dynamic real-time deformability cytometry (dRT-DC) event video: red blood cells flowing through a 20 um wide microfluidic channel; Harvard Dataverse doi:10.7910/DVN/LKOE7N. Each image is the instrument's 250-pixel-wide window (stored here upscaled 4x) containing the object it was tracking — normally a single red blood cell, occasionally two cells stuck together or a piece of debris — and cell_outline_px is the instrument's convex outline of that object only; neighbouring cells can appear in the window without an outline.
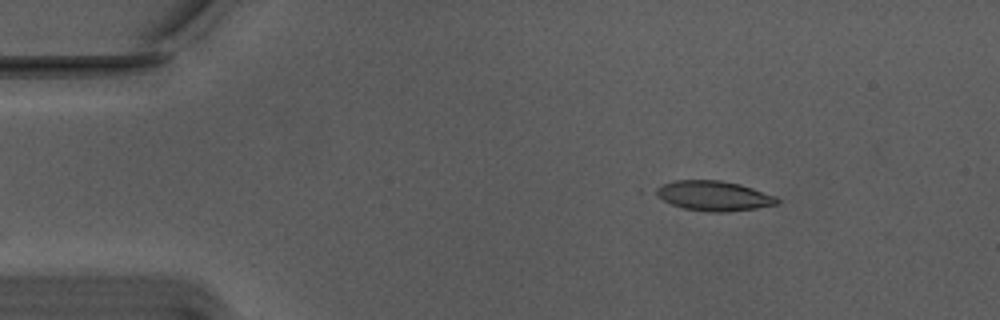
{"species": "Egyptian fruit bat (a non-hibernating species)", "species_latin": "Rousettus aegyptiacus", "temperature_condition": "warm", "stored_images_in_passage": 10, "camera_frame_rate_fps": 3000, "um_per_image_px": 0.085, "animal": {"sex": "male"}, "frame": {"image": 1, "passage_image": 1, "time_ms": 0.0, "image_size_px": [1000, 320], "cell_outline_px": [[780, 204], [756, 208], [728, 212], [712, 212], [684, 208], [672, 204], [648, 192], [664, 184], [676, 180], [720, 180], [740, 184], [776, 196], [780, 200]], "centroid_in_image_um": [60.66, 16.64], "position_along_channel_um": 24.3, "area_um2": 21.21}}
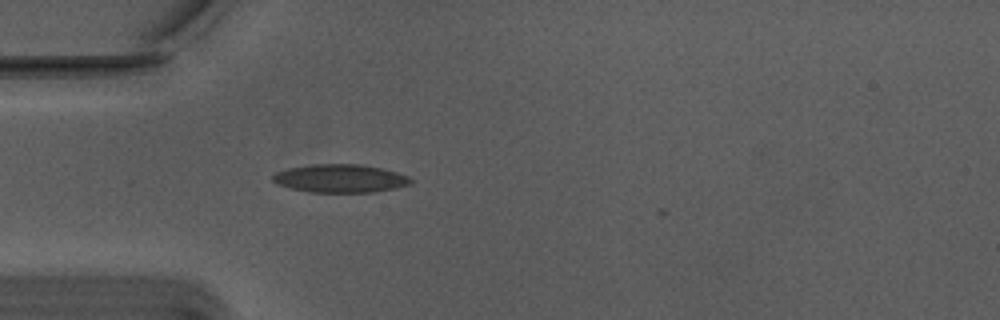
{"frame": {"image": 2, "passage_image": 9, "time_ms": 2.667, "image_size_px": [1000, 320], "cell_outline_px": [[412, 184], [396, 188], [372, 192], [308, 192], [292, 188], [280, 184], [272, 180], [272, 176], [276, 172], [288, 168], [312, 164], [360, 164], [380, 168], [396, 172], [408, 176], [412, 180]], "centroid_in_image_um": [28.94, 15.16], "position_along_channel_um": 56.1, "area_um2": 22.54}}